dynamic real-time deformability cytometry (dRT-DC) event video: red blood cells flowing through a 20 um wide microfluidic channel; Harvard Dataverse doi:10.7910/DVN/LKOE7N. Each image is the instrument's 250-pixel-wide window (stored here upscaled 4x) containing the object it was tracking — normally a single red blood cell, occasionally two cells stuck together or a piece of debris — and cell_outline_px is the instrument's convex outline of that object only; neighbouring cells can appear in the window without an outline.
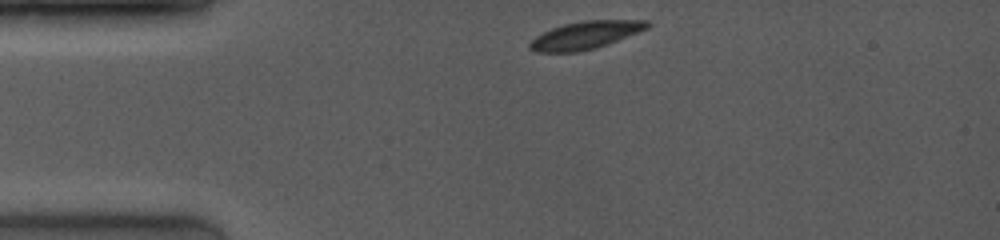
{"species": "common noctule bat (a hibernating species)", "species_latin": "Nyctalus noctula", "temperature_condition": "room temperature", "stored_images_in_passage": 21, "camera_frame_rate_fps": 4000, "um_per_image_px": 0.085, "animal": {"sex": "female", "body_mass_g": 19.0, "forearm_length_mm": 53.3}, "frame": {"image": 1, "passage_image": 1, "time_ms": 0.0, "image_size_px": [1000, 240], "cell_outline_px": [[652, 24], [648, 28], [596, 48], [576, 52], [536, 52], [528, 48], [528, 44], [536, 36], [552, 28], [564, 24], [584, 20], [648, 20]], "centroid_in_image_um": [49.76, 2.98], "position_along_channel_um": 35.2, "area_um2": 18.84}}
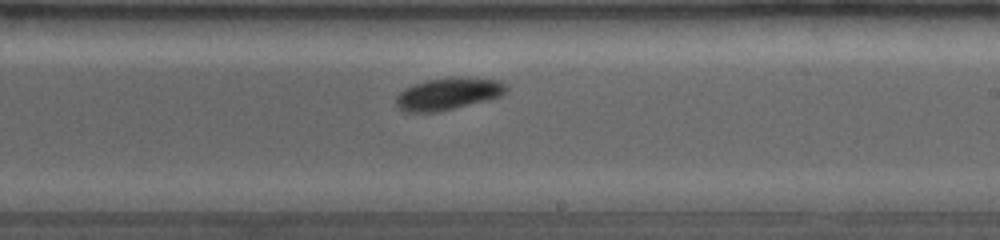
{"frame": {"image": 2, "passage_image": 16, "time_ms": 6.25, "image_size_px": [1000, 240], "cell_outline_px": [[508, 92], [500, 96], [488, 100], [436, 112], [404, 112], [396, 104], [396, 96], [404, 88], [412, 84], [424, 80], [448, 76], [468, 76], [500, 80], [508, 88]], "centroid_in_image_um": [38.11, 7.94], "position_along_channel_um": 250.9, "area_um2": 21.1}}
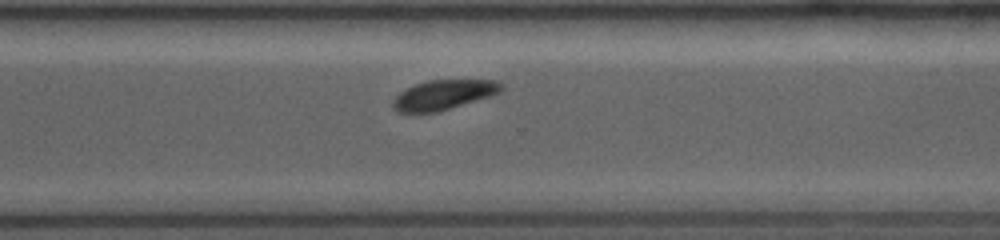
{"frame": {"image": 3, "passage_image": 21, "time_ms": 8.25, "image_size_px": [1000, 240], "cell_outline_px": [[504, 88], [500, 92], [492, 96], [436, 112], [396, 112], [392, 108], [392, 100], [400, 92], [416, 84], [428, 80], [496, 80], [504, 84]], "centroid_in_image_um": [37.73, 8.05], "position_along_channel_um": 332.9, "area_um2": 18.79}}